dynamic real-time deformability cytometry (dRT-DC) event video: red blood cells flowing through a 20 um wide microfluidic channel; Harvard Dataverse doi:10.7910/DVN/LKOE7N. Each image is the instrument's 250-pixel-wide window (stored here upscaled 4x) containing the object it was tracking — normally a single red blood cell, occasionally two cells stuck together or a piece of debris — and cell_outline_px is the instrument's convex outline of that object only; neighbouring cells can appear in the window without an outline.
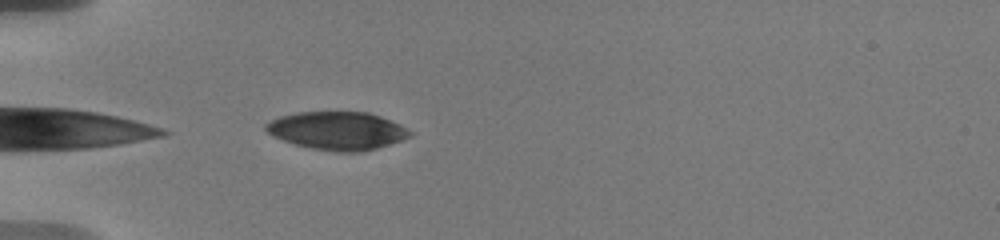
{"species": "human", "species_latin": "Homo sapiens", "temperature_condition": "warm", "stored_images_in_passage": 7, "camera_frame_rate_fps": 3000, "um_per_image_px": 0.085, "donor": {"sex": "male"}, "frame": {"image": 1, "passage_image": 4, "time_ms": 0.667, "image_size_px": [1000, 240], "cell_outline_px": [[412, 136], [376, 148], [360, 152], [340, 152], [312, 148], [296, 144], [272, 136], [264, 128], [264, 124], [280, 116], [296, 112], [368, 112], [380, 116], [400, 124], [412, 132]], "centroid_in_image_um": [28.66, 11.1], "position_along_channel_um": 56.3, "area_um2": 31.73}}